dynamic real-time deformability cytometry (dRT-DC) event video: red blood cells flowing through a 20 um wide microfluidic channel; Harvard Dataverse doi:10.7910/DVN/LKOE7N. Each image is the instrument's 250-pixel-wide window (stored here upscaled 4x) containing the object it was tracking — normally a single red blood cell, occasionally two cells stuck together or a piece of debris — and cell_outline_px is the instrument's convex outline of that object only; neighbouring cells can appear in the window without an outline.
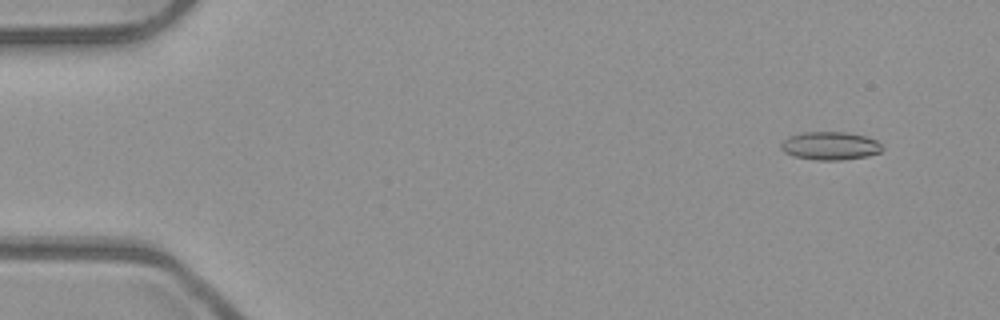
{"species": "common noctule bat (a hibernating species)", "species_latin": "Nyctalus noctula", "temperature_condition": "room temperature", "stored_images_in_passage": 53, "camera_frame_rate_fps": 3000, "um_per_image_px": 0.085, "animal": {"sex": "male", "body_mass_g": 23.1, "forearm_length_mm": 52.7}, "frame": {"image": 1, "passage_image": 5, "time_ms": 1.333, "image_size_px": [1000, 320], "cell_outline_px": [[884, 148], [880, 152], [868, 156], [840, 160], [816, 160], [792, 156], [784, 152], [780, 148], [780, 144], [788, 136], [804, 132], [844, 132], [868, 136], [876, 140]], "centroid_in_image_um": [70.56, 12.39], "position_along_channel_um": 14.4, "area_um2": 16.76}}
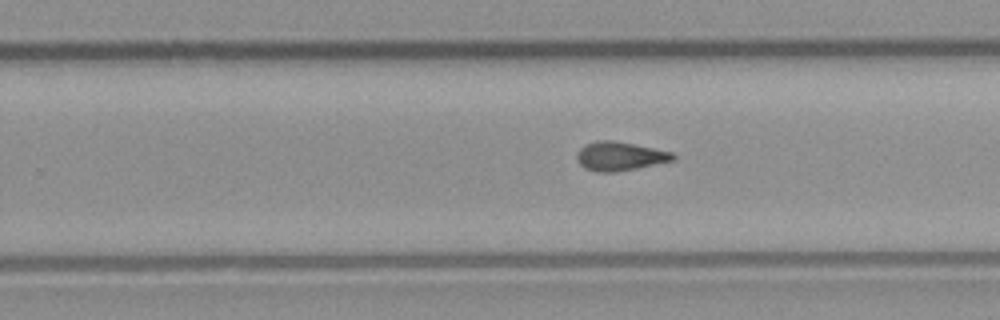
{"frame": {"image": 2, "passage_image": 34, "time_ms": 11.0, "image_size_px": [1000, 320], "cell_outline_px": [[676, 160], [616, 172], [596, 172], [584, 168], [580, 164], [576, 156], [580, 148], [584, 144], [596, 140], [612, 140], [672, 152], [676, 156]], "centroid_in_image_um": [52.67, 13.28], "position_along_channel_um": 277.1, "area_um2": 16.13}}
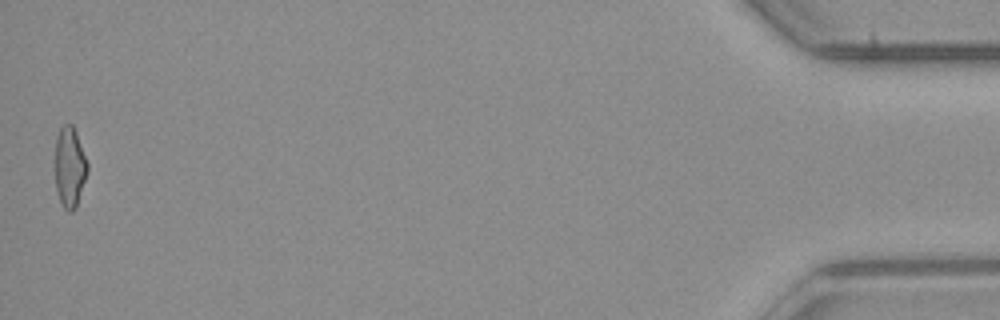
{"frame": {"image": 3, "passage_image": 53, "time_ms": 17.333, "image_size_px": [1000, 320], "cell_outline_px": [[88, 172], [76, 208], [72, 212], [68, 212], [64, 208], [60, 200], [56, 188], [56, 136], [60, 128], [64, 124], [72, 124], [76, 132], [88, 164]], "centroid_in_image_um": [5.94, 14.22], "position_along_channel_um": 429.3, "area_um2": 15.09}, "authors_computed_cell_mechanics": {"area_um2": 15.8372, "velocity_mm_per_s": 3.9609, "shape_relaxation_time_tau1_ms": null, "shape_relaxation_time_tau2_ms": 4.0737, "deformation_change_tau1": null, "deformation_change_tau2": 0.1238}}